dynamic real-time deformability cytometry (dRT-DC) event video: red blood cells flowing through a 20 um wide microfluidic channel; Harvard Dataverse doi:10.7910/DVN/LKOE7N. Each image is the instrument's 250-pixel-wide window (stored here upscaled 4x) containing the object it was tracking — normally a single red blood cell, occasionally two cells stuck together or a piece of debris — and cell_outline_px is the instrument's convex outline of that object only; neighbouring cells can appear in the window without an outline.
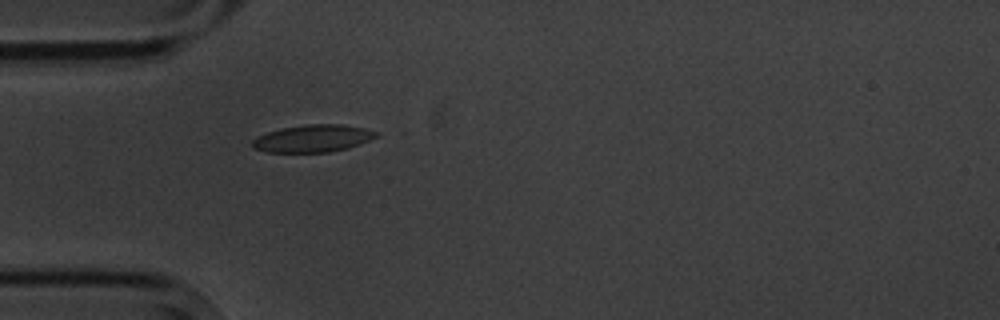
{"species": "common noctule bat (a hibernating species)", "species_latin": "Nyctalus noctula", "temperature_condition": "cold", "stored_images_in_passage": 1, "camera_frame_rate_fps": 3000, "um_per_image_px": 0.085, "animal": {"sex": "male", "body_mass_g": 20.1, "forearm_length_mm": 53.5}, "frame": {"image": 1, "passage_image": 1, "time_ms": 0.0, "image_size_px": [1000, 320], "cell_outline_px": [[380, 136], [348, 148], [328, 152], [268, 152], [252, 148], [252, 140], [256, 136], [280, 128], [304, 124], [344, 124], [364, 128], [380, 132]], "centroid_in_image_um": [26.61, 11.75], "position_along_channel_um": 58.4, "area_um2": 19.94}}